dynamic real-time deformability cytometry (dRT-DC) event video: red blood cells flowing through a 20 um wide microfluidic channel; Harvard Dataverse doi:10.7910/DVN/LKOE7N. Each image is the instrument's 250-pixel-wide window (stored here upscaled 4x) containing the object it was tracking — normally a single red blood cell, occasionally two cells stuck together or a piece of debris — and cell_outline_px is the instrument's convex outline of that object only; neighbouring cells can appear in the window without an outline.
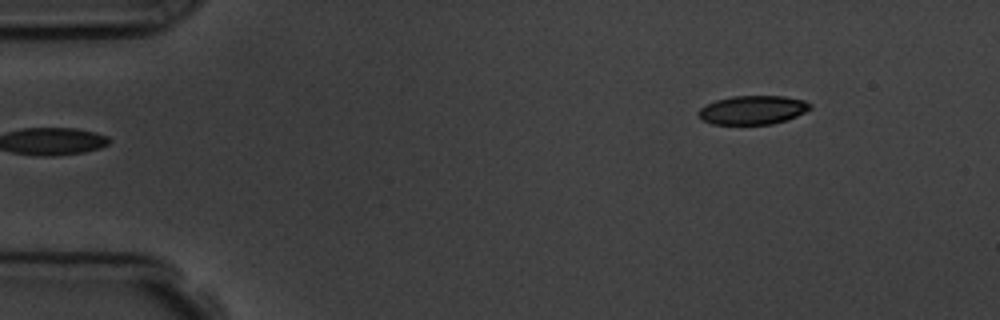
{"species": "common noctule bat (a hibernating species)", "species_latin": "Nyctalus noctula", "temperature_condition": "room temperature", "stored_images_in_passage": 2, "camera_frame_rate_fps": 3000, "um_per_image_px": 0.085, "animal": {"sex": "male", "body_mass_g": 19.5, "forearm_length_mm": 54.6}, "frame": {"image": 1, "passage_image": 2, "time_ms": 1.0, "image_size_px": [1000, 320], "cell_outline_px": [[812, 108], [796, 116], [772, 124], [712, 124], [704, 120], [696, 112], [700, 108], [716, 100], [732, 96], [784, 96], [804, 100], [812, 104]], "centroid_in_image_um": [63.99, 9.34], "position_along_channel_um": 21.0, "area_um2": 18.61}}